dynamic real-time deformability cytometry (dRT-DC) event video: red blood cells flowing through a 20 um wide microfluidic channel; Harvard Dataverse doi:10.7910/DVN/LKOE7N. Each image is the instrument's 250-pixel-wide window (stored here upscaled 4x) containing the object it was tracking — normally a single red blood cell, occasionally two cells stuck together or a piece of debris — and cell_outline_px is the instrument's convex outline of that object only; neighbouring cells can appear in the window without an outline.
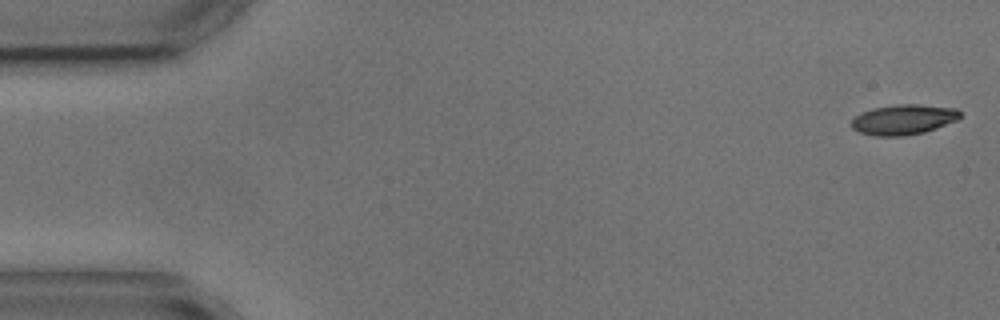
{"species": "common noctule bat (a hibernating species)", "species_latin": "Nyctalus noctula", "temperature_condition": "cold", "stored_images_in_passage": 6, "camera_frame_rate_fps": 3000, "um_per_image_px": 0.085, "animal": {"sex": "male", "body_mass_g": 17.9, "forearm_length_mm": 54.2}, "frame": {"image": 1, "passage_image": 1, "time_ms": 0.0, "image_size_px": [1000, 320], "cell_outline_px": [[964, 116], [956, 120], [936, 128], [924, 132], [904, 136], [876, 136], [860, 132], [852, 128], [848, 124], [860, 112], [872, 108], [896, 104], [920, 104], [956, 108]], "centroid_in_image_um": [76.78, 10.15], "position_along_channel_um": 8.2, "area_um2": 19.31}}
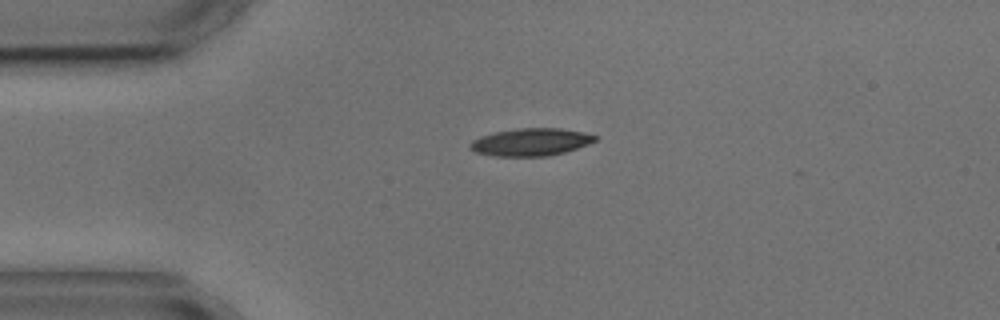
{"frame": {"image": 2, "passage_image": 4, "time_ms": 3.667, "image_size_px": [1000, 320], "cell_outline_px": [[596, 140], [588, 144], [564, 152], [548, 156], [492, 156], [476, 152], [468, 148], [468, 144], [472, 140], [480, 136], [496, 132], [516, 128], [560, 128], [584, 132], [596, 136]], "centroid_in_image_um": [45.07, 12.07], "position_along_channel_um": 39.9, "area_um2": 20.06}}